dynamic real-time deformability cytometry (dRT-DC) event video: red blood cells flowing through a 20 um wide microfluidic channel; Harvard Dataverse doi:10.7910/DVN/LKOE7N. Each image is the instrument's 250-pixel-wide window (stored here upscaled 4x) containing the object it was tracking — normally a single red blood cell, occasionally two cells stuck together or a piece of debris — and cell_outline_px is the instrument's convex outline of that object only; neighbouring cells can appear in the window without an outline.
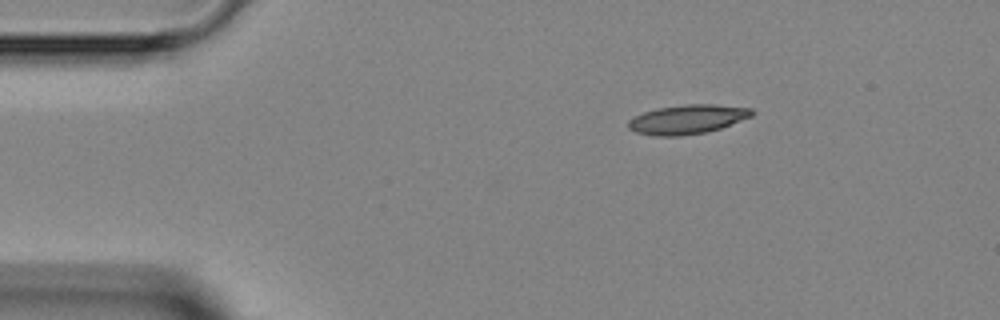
{"species": "Egyptian fruit bat (a non-hibernating species)", "species_latin": "Rousettus aegyptiacus", "temperature_condition": "room temperature", "stored_images_in_passage": 3, "camera_frame_rate_fps": 3000, "um_per_image_px": 0.085, "animal": {"sex": "female"}, "frame": {"image": 1, "passage_image": 1, "time_ms": 0.0, "image_size_px": [1000, 320], "cell_outline_px": [[756, 112], [752, 116], [720, 128], [708, 132], [680, 136], [656, 136], [636, 132], [628, 128], [628, 120], [632, 116], [656, 108], [684, 104], [716, 104], [752, 108]], "centroid_in_image_um": [58.42, 10.13], "position_along_channel_um": 26.6, "area_um2": 21.27}}
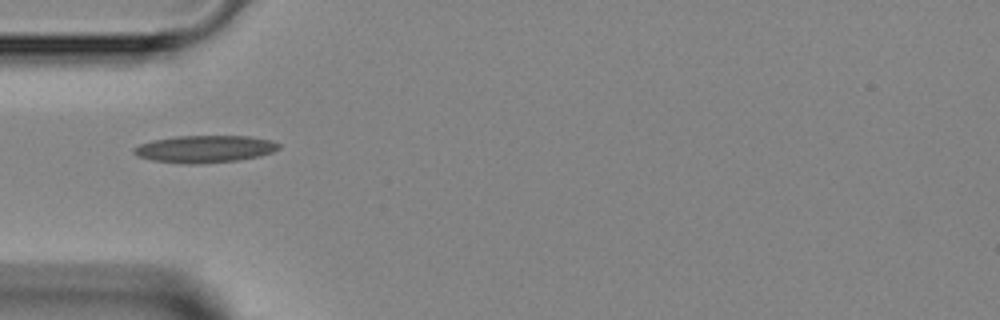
{"frame": {"image": 2, "passage_image": 3, "time_ms": 2.333, "image_size_px": [1000, 320], "cell_outline_px": [[280, 148], [272, 152], [260, 156], [240, 160], [200, 164], [184, 164], [152, 160], [136, 156], [132, 152], [132, 148], [140, 144], [152, 140], [176, 136], [248, 136], [272, 140], [280, 144]], "centroid_in_image_um": [17.39, 12.67], "position_along_channel_um": 67.6, "area_um2": 23.24}}